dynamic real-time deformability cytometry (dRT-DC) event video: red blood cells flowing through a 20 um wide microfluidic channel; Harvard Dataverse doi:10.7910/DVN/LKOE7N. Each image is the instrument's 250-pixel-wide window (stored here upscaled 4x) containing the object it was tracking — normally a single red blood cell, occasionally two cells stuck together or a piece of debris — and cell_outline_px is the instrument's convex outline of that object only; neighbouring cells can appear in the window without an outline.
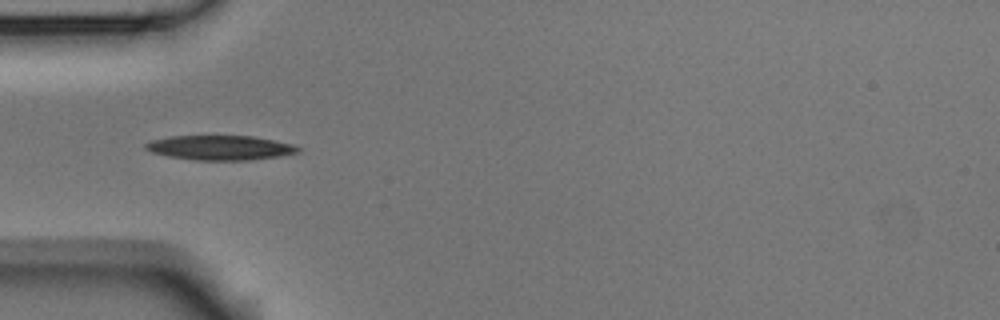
{"species": "Egyptian fruit bat (a non-hibernating species)", "species_latin": "Rousettus aegyptiacus", "temperature_condition": "room temperature", "stored_images_in_passage": 3, "camera_frame_rate_fps": 3000, "um_per_image_px": 0.085, "animal": {"sex": "male"}, "frame": {"image": 1, "passage_image": 1, "time_ms": 0.0, "image_size_px": [1000, 320], "cell_outline_px": [[304, 148], [300, 152], [280, 156], [248, 160], [196, 160], [168, 156], [152, 152], [144, 148], [144, 144], [152, 140], [172, 136], [252, 136], [296, 144]], "centroid_in_image_um": [18.79, 12.55], "position_along_channel_um": 66.2, "area_um2": 21.96}}
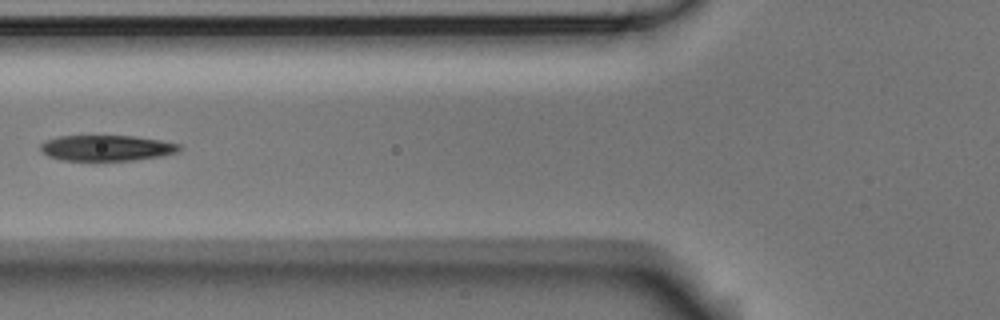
{"frame": {"image": 2, "passage_image": 2, "time_ms": 0.333, "image_size_px": [1000, 320], "cell_outline_px": [[184, 148], [180, 152], [160, 156], [132, 160], [60, 160], [48, 156], [40, 148], [40, 144], [44, 140], [60, 136], [132, 136], [160, 140], [180, 144]], "centroid_in_image_um": [9.09, 12.57], "position_along_channel_um": 116.7, "area_um2": 20.81}}
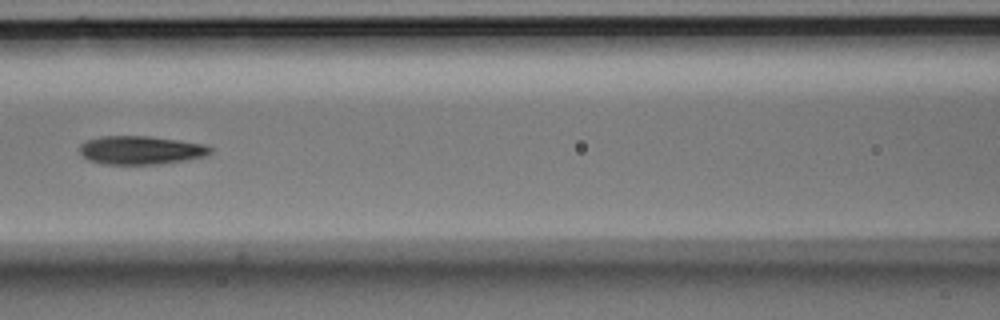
{"frame": {"image": 3, "passage_image": 3, "time_ms": 0.667, "image_size_px": [1000, 320], "cell_outline_px": [[212, 152], [204, 156], [184, 160], [160, 164], [100, 164], [88, 160], [80, 152], [80, 144], [84, 140], [100, 136], [148, 136], [204, 144], [212, 148]], "centroid_in_image_um": [11.92, 12.76], "position_along_channel_um": 154.7, "area_um2": 21.68}}